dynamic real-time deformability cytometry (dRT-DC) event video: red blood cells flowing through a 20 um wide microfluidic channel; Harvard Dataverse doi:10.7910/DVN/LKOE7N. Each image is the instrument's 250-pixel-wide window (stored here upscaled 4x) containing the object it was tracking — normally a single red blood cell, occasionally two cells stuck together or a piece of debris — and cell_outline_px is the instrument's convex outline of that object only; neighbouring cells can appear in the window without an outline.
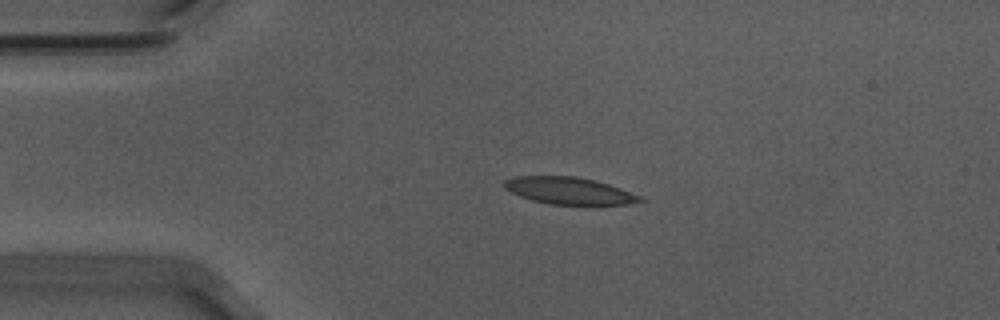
{"species": "Egyptian fruit bat (a non-hibernating species)", "species_latin": "Rousettus aegyptiacus", "temperature_condition": "warm", "stored_images_in_passage": 48, "camera_frame_rate_fps": 3000, "um_per_image_px": 0.085, "animal": {"sex": "male"}, "frame": {"image": 1, "passage_image": 11, "time_ms": 3.333, "image_size_px": [1000, 320], "cell_outline_px": [[644, 200], [628, 204], [548, 204], [532, 200], [520, 196], [504, 188], [504, 180], [516, 176], [572, 176], [592, 180], [608, 184], [620, 188], [640, 196]], "centroid_in_image_um": [48.33, 16.21], "position_along_channel_um": 36.7, "area_um2": 20.98}}
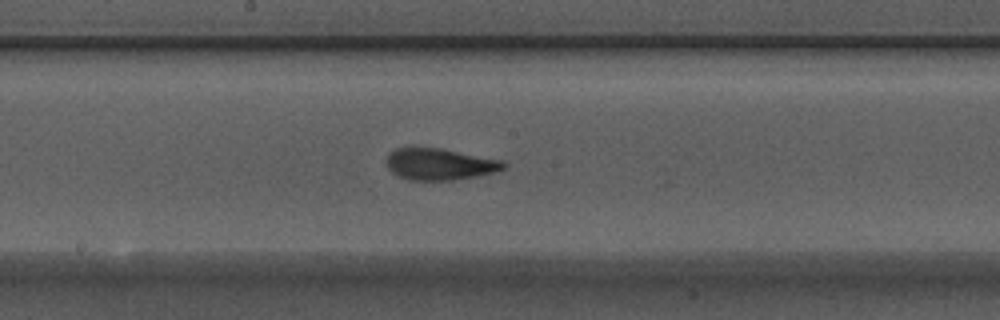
{"frame": {"image": 2, "passage_image": 28, "time_ms": 9.0, "image_size_px": [1000, 320], "cell_outline_px": [[508, 164], [504, 168], [492, 172], [476, 176], [452, 180], [408, 180], [392, 172], [388, 168], [388, 152], [396, 148], [440, 148], [504, 160]], "centroid_in_image_um": [37.39, 13.95], "position_along_channel_um": 210.8, "area_um2": 21.39}}
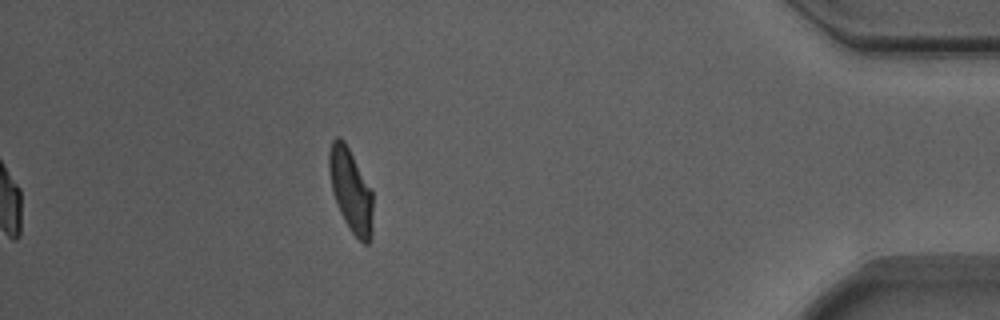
{"frame": {"image": 3, "passage_image": 48, "time_ms": 15.667, "image_size_px": [1000, 320], "cell_outline_px": [[372, 236], [368, 244], [364, 244], [352, 232], [344, 220], [340, 212], [332, 192], [328, 168], [328, 156], [332, 140], [336, 136], [340, 136], [344, 140], [372, 192]], "centroid_in_image_um": [29.79, 16.18], "position_along_channel_um": 405.4, "area_um2": 21.04}, "authors_computed_cell_mechanics": {"area_um2": 21.9062, "velocity_mm_per_s": 3.7013, "shape_relaxation_time_tau1_ms": 5.0466, "shape_relaxation_time_tau2_ms": 1.296, "deformation_change_tau1": 0.1775, "deformation_change_tau2": 0.0913}}